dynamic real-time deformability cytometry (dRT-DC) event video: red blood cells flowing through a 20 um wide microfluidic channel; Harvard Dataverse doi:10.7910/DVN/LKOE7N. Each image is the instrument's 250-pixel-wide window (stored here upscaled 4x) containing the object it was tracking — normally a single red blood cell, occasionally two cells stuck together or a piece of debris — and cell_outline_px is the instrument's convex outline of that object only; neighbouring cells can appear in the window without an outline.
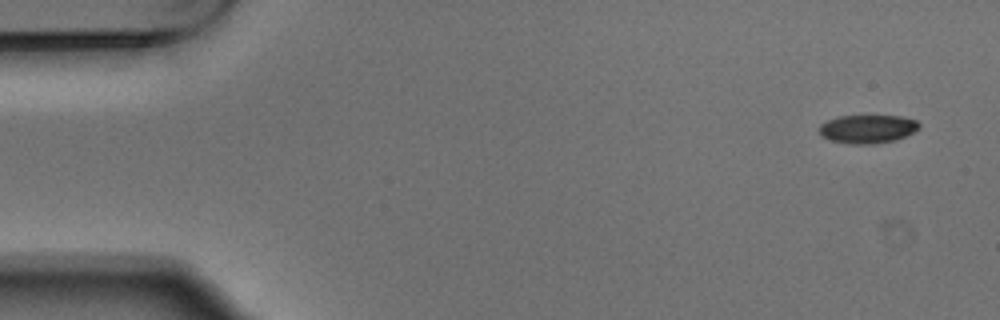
{"species": "Egyptian fruit bat (a non-hibernating species)", "species_latin": "Rousettus aegyptiacus", "temperature_condition": "warm", "stored_images_in_passage": 8, "camera_frame_rate_fps": 3000, "um_per_image_px": 0.085, "animal": {"sex": "male"}, "frame": {"image": 1, "passage_image": 1, "time_ms": 0.0, "image_size_px": [1000, 320], "cell_outline_px": [[920, 128], [896, 140], [872, 144], [848, 144], [832, 140], [820, 136], [820, 124], [828, 120], [840, 116], [900, 116], [916, 120], [920, 124]], "centroid_in_image_um": [73.74, 10.96], "position_along_channel_um": 11.3, "area_um2": 16.47}}
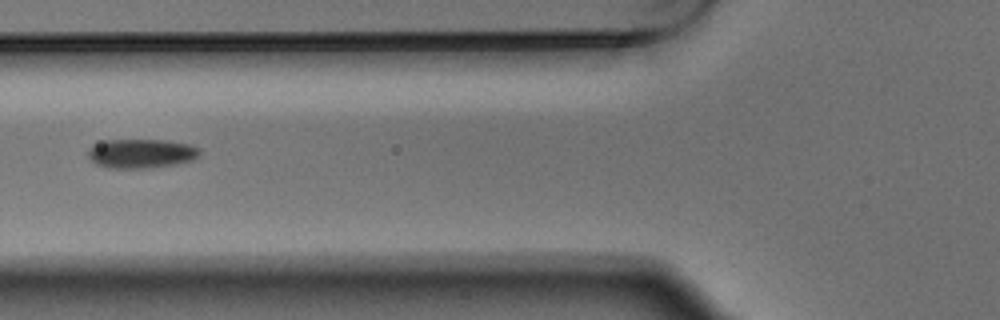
{"frame": {"image": 2, "passage_image": 5, "time_ms": 1.333, "image_size_px": [1000, 320], "cell_outline_px": [[200, 152], [192, 160], [176, 164], [148, 168], [108, 168], [96, 164], [88, 156], [88, 148], [92, 144], [104, 140], [164, 140], [188, 144], [200, 148]], "centroid_in_image_um": [11.96, 13.04], "position_along_channel_um": 113.8, "area_um2": 19.02}}
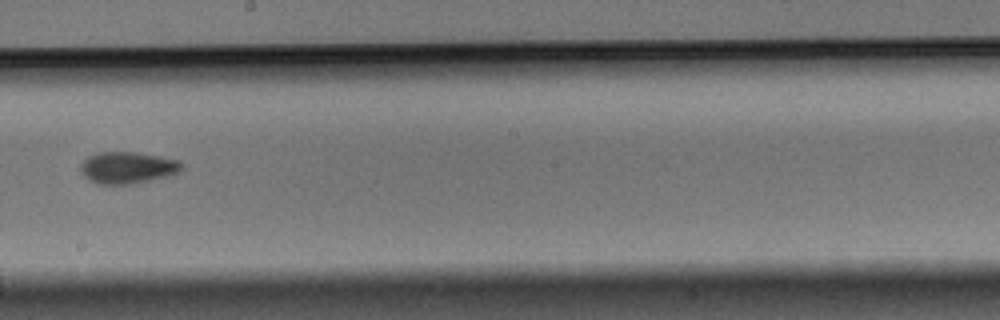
{"frame": {"image": 3, "passage_image": 8, "time_ms": 2.333, "image_size_px": [1000, 320], "cell_outline_px": [[184, 168], [180, 172], [168, 176], [132, 184], [100, 184], [88, 180], [80, 172], [80, 164], [88, 156], [100, 152], [136, 152], [160, 156], [180, 160], [184, 164]], "centroid_in_image_um": [10.87, 14.25], "position_along_channel_um": 237.3, "area_um2": 18.96}}